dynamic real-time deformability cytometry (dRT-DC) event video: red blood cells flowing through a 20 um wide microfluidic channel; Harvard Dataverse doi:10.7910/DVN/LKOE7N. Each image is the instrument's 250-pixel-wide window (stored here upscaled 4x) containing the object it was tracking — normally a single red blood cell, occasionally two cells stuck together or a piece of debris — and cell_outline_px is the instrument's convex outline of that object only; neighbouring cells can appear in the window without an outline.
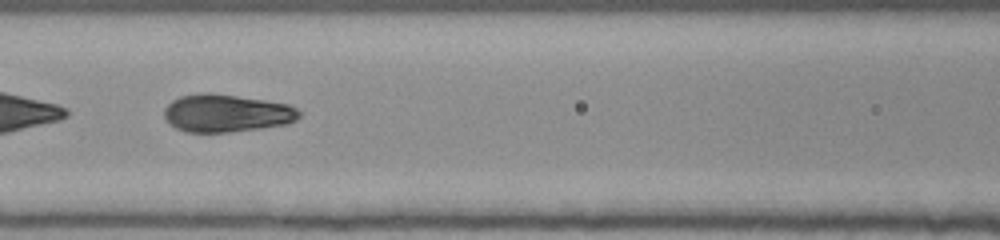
{"species": "human", "species_latin": "Homo sapiens", "temperature_condition": "room temperature", "stored_images_in_passage": 55, "segment_of_instrument_passage": [2, 2], "camera_frame_rate_fps": 3000, "um_per_image_px": 0.085, "donor": {"sex": "female"}, "frame": {"image": 1, "passage_image": 26, "time_ms": 8.333, "image_size_px": [1000, 240], "cell_outline_px": [[300, 116], [296, 120], [288, 124], [260, 128], [228, 132], [184, 132], [176, 128], [164, 116], [164, 108], [172, 100], [180, 96], [204, 92], [208, 92], [264, 100], [288, 104], [296, 108], [300, 112]], "centroid_in_image_um": [19.25, 9.62], "position_along_channel_um": 147.4, "area_um2": 29.59}}
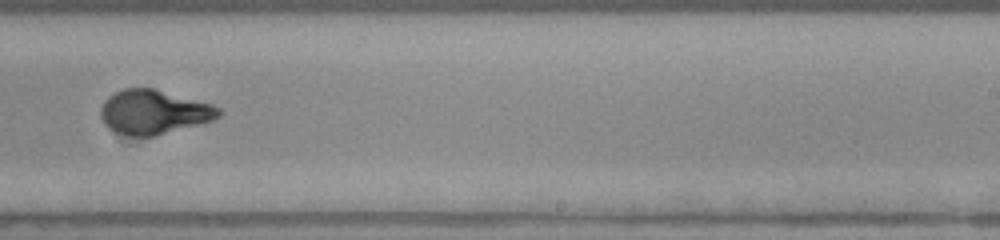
{"frame": {"image": 2, "passage_image": 36, "time_ms": 11.667, "image_size_px": [1000, 240], "cell_outline_px": [[224, 112], [220, 116], [212, 120], [200, 124], [156, 136], [132, 136], [112, 132], [104, 124], [100, 116], [100, 108], [104, 100], [108, 96], [124, 88], [152, 88], [212, 104], [220, 108]], "centroid_in_image_um": [13.05, 9.54], "position_along_channel_um": 275.9, "area_um2": 30.63}}
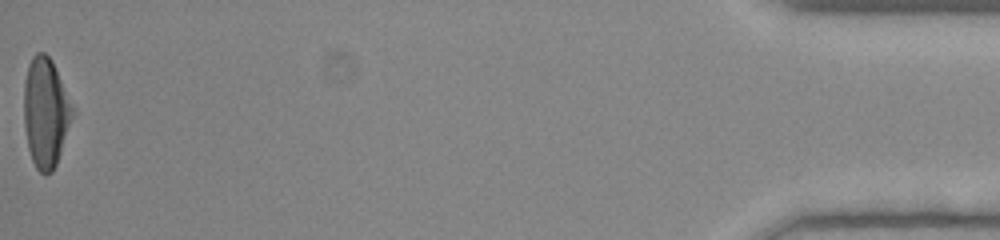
{"frame": {"image": 3, "passage_image": 55, "time_ms": 18.0, "image_size_px": [1000, 240], "cell_outline_px": [[76, 108], [56, 164], [52, 172], [44, 176], [36, 168], [32, 160], [28, 148], [24, 128], [24, 84], [28, 64], [32, 56], [36, 52], [44, 52], [52, 60]], "centroid_in_image_um": [3.89, 9.54], "position_along_channel_um": 431.3, "area_um2": 31.44}}